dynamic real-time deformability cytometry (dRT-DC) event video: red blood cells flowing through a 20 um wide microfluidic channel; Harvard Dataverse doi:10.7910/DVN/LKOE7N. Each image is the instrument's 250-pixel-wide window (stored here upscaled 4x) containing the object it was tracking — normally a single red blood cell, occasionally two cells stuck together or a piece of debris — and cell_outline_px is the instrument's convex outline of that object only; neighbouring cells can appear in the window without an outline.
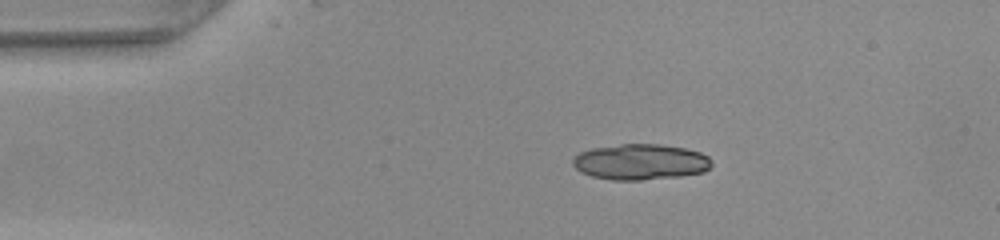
{"species": "common noctule bat (a hibernating species)", "species_latin": "Nyctalus noctula", "temperature_condition": "warm", "stored_images_in_passage": 39, "segment_of_instrument_passage": [1, 2], "camera_frame_rate_fps": 3000, "um_per_image_px": 0.085, "animal": {"sex": "female", "body_mass_g": 22.0, "forearm_length_mm": 56.7}, "frame": {"image": 1, "passage_image": 1, "time_ms": 0.0, "image_size_px": [1000, 240], "cell_outline_px": [[708, 168], [700, 172], [636, 180], [624, 180], [596, 176], [584, 172], [576, 168], [576, 156], [584, 152], [600, 148], [624, 144], [652, 144], [684, 148], [700, 152], [708, 156]], "centroid_in_image_um": [54.48, 13.74], "position_along_channel_um": 30.5, "area_um2": 27.05}}